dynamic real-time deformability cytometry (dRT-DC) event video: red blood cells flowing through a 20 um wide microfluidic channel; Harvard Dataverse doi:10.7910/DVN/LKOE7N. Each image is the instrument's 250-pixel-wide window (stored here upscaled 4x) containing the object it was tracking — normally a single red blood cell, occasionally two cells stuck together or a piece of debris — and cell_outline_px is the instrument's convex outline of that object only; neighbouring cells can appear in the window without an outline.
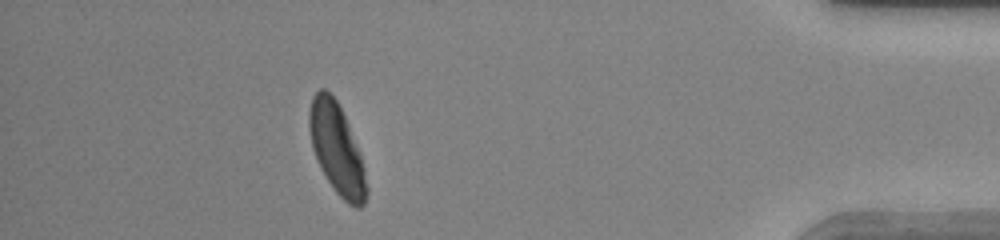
{"species": "human", "species_latin": "Homo sapiens", "temperature_condition": "warm", "stored_images_in_passage": 31, "camera_frame_rate_fps": 3000, "um_per_image_px": 0.085, "donor": {"sex": "female"}, "frame": {"image": 1, "passage_image": 27, "time_ms": 8.667, "image_size_px": [1000, 240], "cell_outline_px": [[364, 192], [360, 200], [348, 196], [332, 180], [316, 148], [312, 132], [312, 108], [320, 92], [328, 96], [336, 104], [360, 168]], "centroid_in_image_um": [28.55, 12.5], "position_along_channel_um": 406.6, "area_um2": 21.79}}